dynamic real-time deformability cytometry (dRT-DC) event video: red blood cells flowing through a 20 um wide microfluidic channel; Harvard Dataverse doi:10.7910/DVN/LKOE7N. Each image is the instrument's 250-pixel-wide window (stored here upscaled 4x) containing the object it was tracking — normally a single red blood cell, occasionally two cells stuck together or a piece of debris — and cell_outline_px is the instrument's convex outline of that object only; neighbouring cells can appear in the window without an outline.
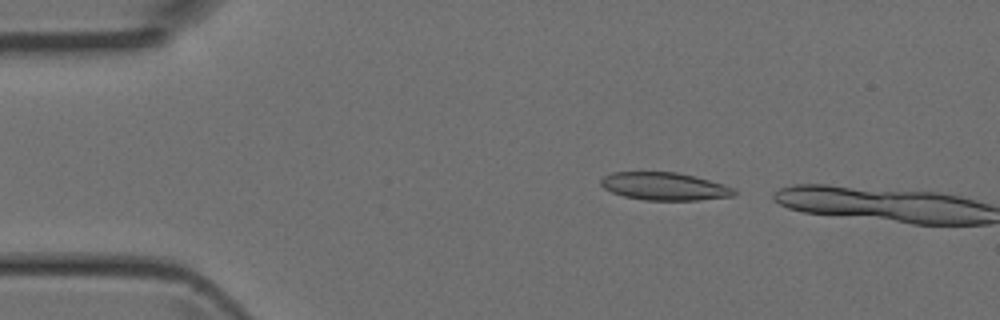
{"species": "Egyptian fruit bat (a non-hibernating species)", "species_latin": "Rousettus aegyptiacus", "temperature_condition": "room temperature", "stored_images_in_passage": 7, "camera_frame_rate_fps": 3000, "um_per_image_px": 0.085, "animal": {"sex": "female"}, "frame": {"image": 1, "passage_image": 3, "time_ms": 0.667, "image_size_px": [1000, 320], "cell_outline_px": [[736, 196], [696, 200], [644, 200], [624, 196], [612, 192], [604, 188], [600, 184], [600, 180], [604, 176], [612, 172], [676, 172], [724, 184], [736, 188]], "centroid_in_image_um": [56.49, 15.84], "position_along_channel_um": 28.5, "area_um2": 21.56}}